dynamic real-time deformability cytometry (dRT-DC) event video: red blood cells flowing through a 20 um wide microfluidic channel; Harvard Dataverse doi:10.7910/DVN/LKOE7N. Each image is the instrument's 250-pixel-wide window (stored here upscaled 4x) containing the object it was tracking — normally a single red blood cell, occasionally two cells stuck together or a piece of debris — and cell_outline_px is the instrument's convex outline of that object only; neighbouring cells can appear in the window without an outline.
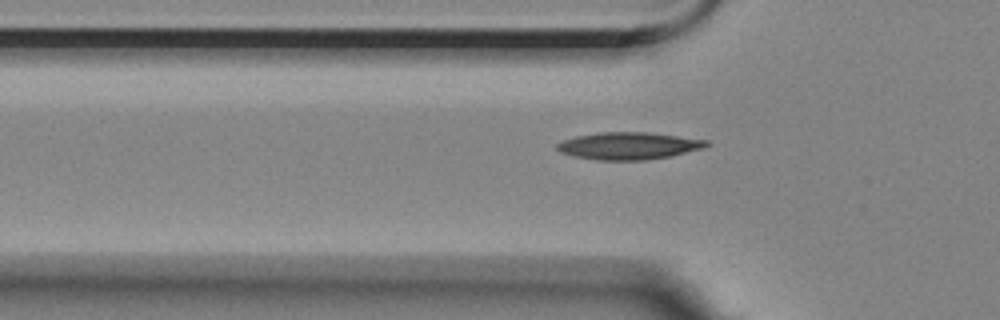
{"species": "Egyptian fruit bat (a non-hibernating species)", "species_latin": "Rousettus aegyptiacus", "temperature_condition": "room temperature", "stored_images_in_passage": 42, "camera_frame_rate_fps": 3000, "um_per_image_px": 0.085, "animal": {"sex": "female"}, "frame": {"image": 1, "passage_image": 4, "time_ms": 1.0, "image_size_px": [1000, 320], "cell_outline_px": [[708, 144], [704, 148], [672, 156], [644, 160], [596, 160], [576, 156], [560, 152], [556, 148], [556, 144], [564, 140], [576, 136], [600, 132], [648, 132], [708, 140]], "centroid_in_image_um": [53.45, 12.39], "position_along_channel_um": 72.4, "area_um2": 23.64}}
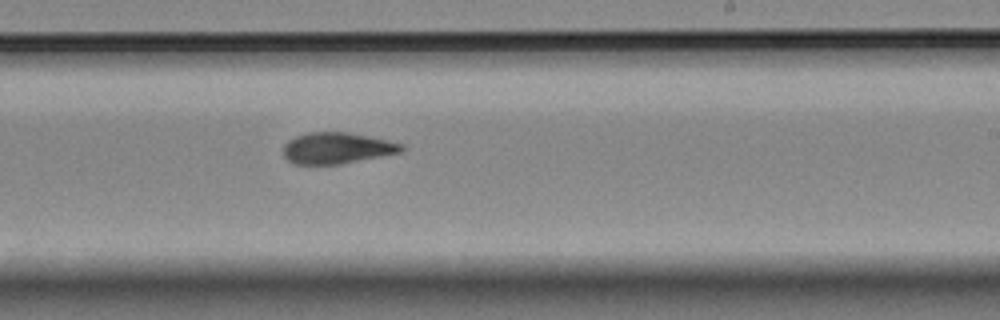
{"frame": {"image": 2, "passage_image": 20, "time_ms": 6.333, "image_size_px": [1000, 320], "cell_outline_px": [[404, 148], [400, 152], [340, 164], [296, 164], [288, 160], [284, 156], [284, 144], [288, 140], [296, 136], [308, 132], [348, 132], [388, 140], [404, 144]], "centroid_in_image_um": [28.62, 12.58], "position_along_channel_um": 260.4, "area_um2": 21.33}}
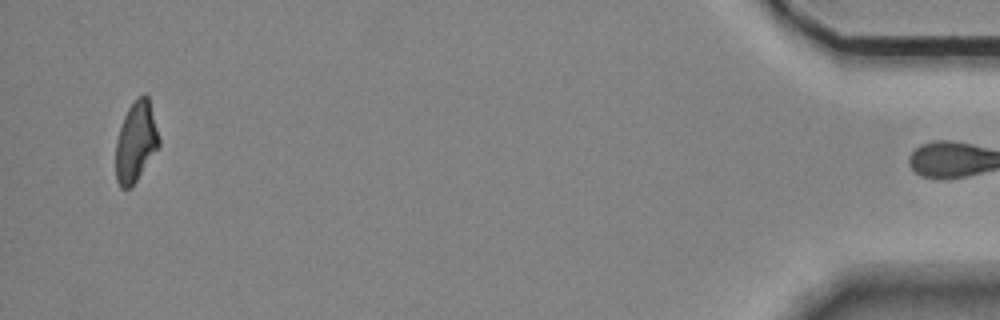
{"frame": {"image": 3, "passage_image": 41, "time_ms": 13.333, "image_size_px": [1000, 320], "cell_outline_px": [[160, 148], [132, 188], [120, 188], [116, 180], [116, 140], [124, 116], [128, 108], [144, 92], [148, 96], [160, 140]], "centroid_in_image_um": [11.57, 12.11], "position_along_channel_um": 423.6, "area_um2": 20.46}, "authors_computed_cell_mechanics": {"area_um2": 21.8195, "velocity_mm_per_s": 3.5056, "shape_relaxation_time_tau1_ms": 8.101, "shape_relaxation_time_tau2_ms": 5.0391, "deformation_change_tau1": 0.1914, "deformation_change_tau2": 0.1158}}